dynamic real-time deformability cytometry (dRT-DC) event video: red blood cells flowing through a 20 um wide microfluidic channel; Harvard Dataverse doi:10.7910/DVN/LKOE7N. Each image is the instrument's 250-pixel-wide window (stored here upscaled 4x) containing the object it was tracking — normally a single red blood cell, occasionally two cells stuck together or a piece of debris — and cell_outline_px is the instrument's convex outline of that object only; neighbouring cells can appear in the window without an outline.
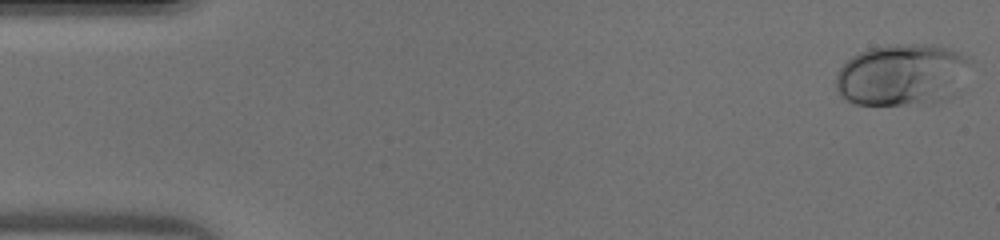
{"species": "human", "species_latin": "Homo sapiens", "temperature_condition": "warm", "stored_images_in_passage": 46, "camera_frame_rate_fps": 3000, "um_per_image_px": 0.085, "donor": {"sex": "male"}, "frame": {"image": 1, "passage_image": 1, "time_ms": 0.0, "image_size_px": [1000, 240], "cell_outline_px": [[972, 60], [944, 84], [924, 100], [904, 104], [856, 104], [844, 100], [840, 96], [836, 88], [836, 72], [852, 56], [868, 48], [896, 44], [932, 44], [948, 48], [960, 52], [968, 56]], "centroid_in_image_um": [76.3, 6.24], "position_along_channel_um": 8.7, "area_um2": 44.39}}
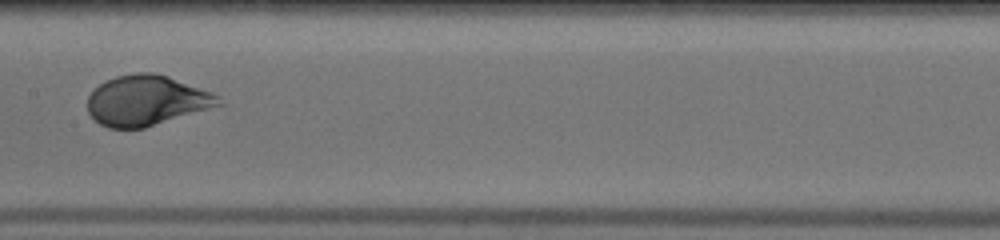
{"frame": {"image": 2, "passage_image": 23, "time_ms": 7.333, "image_size_px": [1000, 240], "cell_outline_px": [[228, 104], [144, 128], [108, 128], [100, 124], [88, 112], [88, 96], [100, 84], [116, 76], [136, 72], [156, 72], [168, 76], [212, 92], [220, 96]], "centroid_in_image_um": [12.54, 8.54], "position_along_channel_um": 194.9, "area_um2": 38.73}}
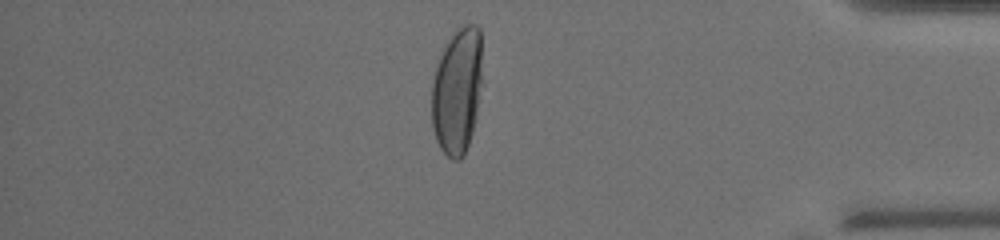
{"frame": {"image": 3, "passage_image": 39, "time_ms": 12.667, "image_size_px": [1000, 240], "cell_outline_px": [[484, 84], [472, 132], [464, 156], [460, 160], [452, 160], [440, 148], [436, 140], [432, 128], [432, 80], [444, 44], [452, 32], [456, 28], [464, 24], [476, 24], [480, 28]], "centroid_in_image_um": [38.9, 7.67], "position_along_channel_um": 396.3, "area_um2": 38.49}}